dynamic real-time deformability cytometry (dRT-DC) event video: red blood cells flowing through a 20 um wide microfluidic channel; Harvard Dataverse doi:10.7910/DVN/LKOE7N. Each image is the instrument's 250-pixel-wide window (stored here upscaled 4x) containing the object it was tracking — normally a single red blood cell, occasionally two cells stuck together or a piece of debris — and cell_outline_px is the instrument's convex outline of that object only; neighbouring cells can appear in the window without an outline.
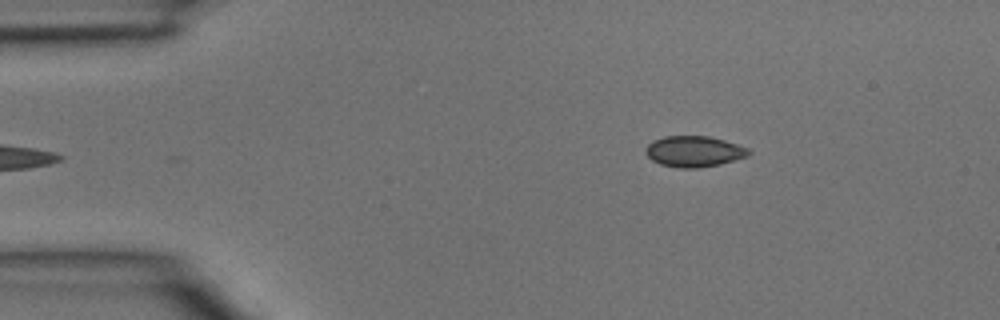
{"species": "common noctule bat (a hibernating species)", "species_latin": "Nyctalus noctula", "temperature_condition": "room temperature", "stored_images_in_passage": 3, "camera_frame_rate_fps": 3000, "um_per_image_px": 0.085, "animal": {"sex": "male", "body_mass_g": 15.6}, "frame": {"image": 1, "passage_image": 3, "time_ms": 0.667, "image_size_px": [1000, 320], "cell_outline_px": [[752, 152], [748, 156], [720, 164], [696, 168], [680, 168], [660, 164], [652, 160], [644, 152], [644, 148], [652, 140], [664, 136], [708, 136], [724, 140], [748, 148]], "centroid_in_image_um": [58.97, 12.87], "position_along_channel_um": 26.0, "area_um2": 18.61}}